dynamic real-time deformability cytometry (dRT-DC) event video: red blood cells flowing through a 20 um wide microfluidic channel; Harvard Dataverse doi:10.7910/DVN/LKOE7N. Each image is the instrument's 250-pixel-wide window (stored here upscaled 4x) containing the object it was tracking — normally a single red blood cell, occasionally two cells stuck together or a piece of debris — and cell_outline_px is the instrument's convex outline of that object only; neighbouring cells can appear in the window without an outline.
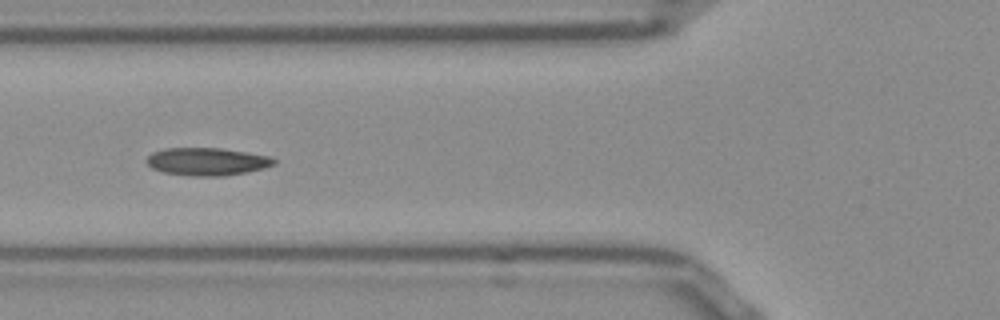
{"species": "Egyptian fruit bat (a non-hibernating species)", "species_latin": "Rousettus aegyptiacus", "temperature_condition": "room temperature", "stored_images_in_passage": 41, "camera_frame_rate_fps": 3000, "um_per_image_px": 0.085, "frame": {"image": 1, "passage_image": 7, "time_ms": 2.0, "image_size_px": [1000, 320], "cell_outline_px": [[276, 164], [264, 168], [248, 172], [224, 176], [192, 176], [164, 172], [152, 168], [144, 160], [152, 152], [164, 148], [220, 148], [268, 156], [276, 160]], "centroid_in_image_um": [17.58, 13.74], "position_along_channel_um": 108.2, "area_um2": 20.58}}
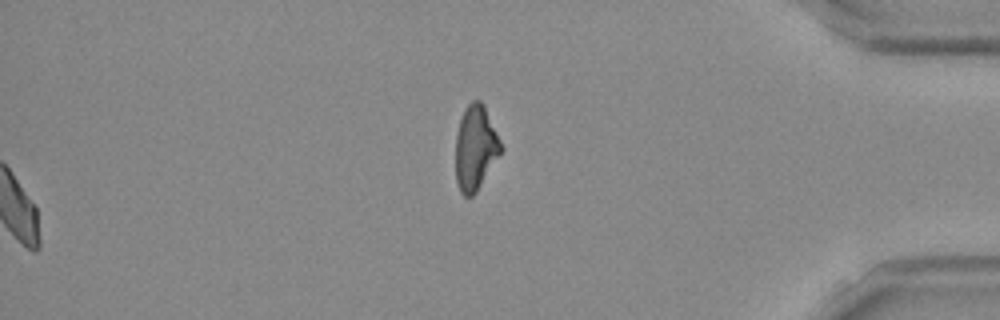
{"frame": {"image": 2, "passage_image": 41, "time_ms": 13.333, "image_size_px": [1000, 320], "cell_outline_px": [[504, 148], [476, 192], [472, 196], [464, 196], [460, 192], [456, 180], [456, 132], [464, 108], [472, 100], [480, 100], [484, 104]], "centroid_in_image_um": [40.41, 12.54], "position_along_channel_um": 394.8, "area_um2": 22.43}, "authors_computed_cell_mechanics": {"area_um2": 19.8254, "velocity_mm_per_s": 3.836, "shape_relaxation_time_tau1_ms": 4.6856, "shape_relaxation_time_tau2_ms": 2.0028, "deformation_change_tau1": 0.1345, "deformation_change_tau2": 0.0749}}